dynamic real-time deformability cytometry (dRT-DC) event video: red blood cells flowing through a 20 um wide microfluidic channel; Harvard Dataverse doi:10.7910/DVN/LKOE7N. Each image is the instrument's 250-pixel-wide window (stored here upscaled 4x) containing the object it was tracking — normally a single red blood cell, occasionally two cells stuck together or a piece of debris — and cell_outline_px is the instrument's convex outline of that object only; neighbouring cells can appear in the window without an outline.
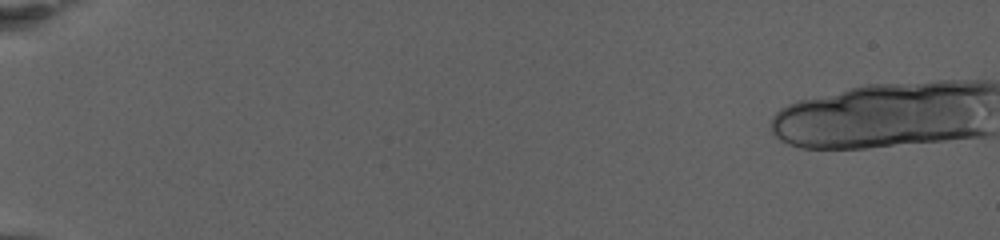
{"species": "human", "species_latin": "Homo sapiens", "temperature_condition": "warm", "stored_images_in_passage": 20, "camera_frame_rate_fps": 3000, "um_per_image_px": 0.085, "donor": {"sex": "female"}, "frame": {"image": 1, "passage_image": 1, "time_ms": 0.0, "image_size_px": [1000, 240], "cell_outline_px": [[980, 88], [972, 92], [776, 128], [776, 120], [788, 108], [800, 104], [852, 92], [880, 88]], "centroid_in_image_um": [73.26, 8.77], "position_along_channel_um": 11.7, "area_um2": 23.29}}